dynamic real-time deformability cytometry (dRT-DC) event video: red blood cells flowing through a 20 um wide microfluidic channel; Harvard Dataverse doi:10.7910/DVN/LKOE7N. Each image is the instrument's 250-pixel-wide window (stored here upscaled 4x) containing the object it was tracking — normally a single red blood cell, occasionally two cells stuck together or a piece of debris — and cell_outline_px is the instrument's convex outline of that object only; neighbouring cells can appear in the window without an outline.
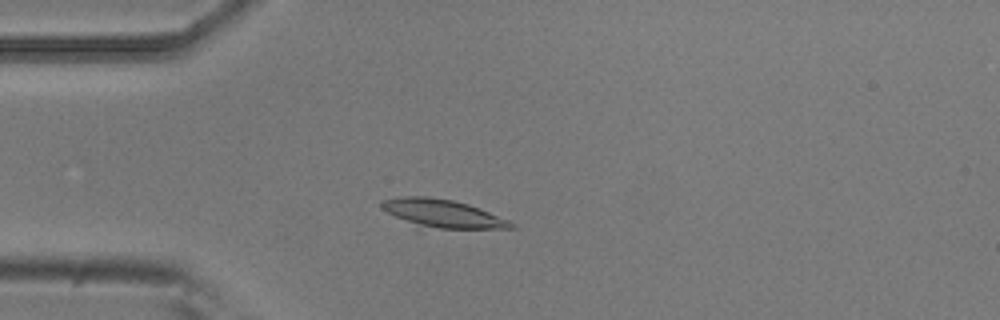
{"species": "common noctule bat (a hibernating species)", "species_latin": "Nyctalus noctula", "temperature_condition": "room temperature", "stored_images_in_passage": 44, "camera_frame_rate_fps": 3000, "um_per_image_px": 0.085, "animal": {"sex": "male", "body_mass_g": 20.5, "forearm_length_mm": 52.5}, "frame": {"image": 1, "passage_image": 12, "time_ms": 3.667, "image_size_px": [1000, 320], "cell_outline_px": [[516, 228], [420, 232], [416, 232], [380, 208], [380, 204], [384, 200], [396, 196], [428, 196], [452, 200], [468, 204], [508, 220], [516, 224]], "centroid_in_image_um": [37.51, 18.26], "position_along_channel_um": 47.5, "area_um2": 23.35}}
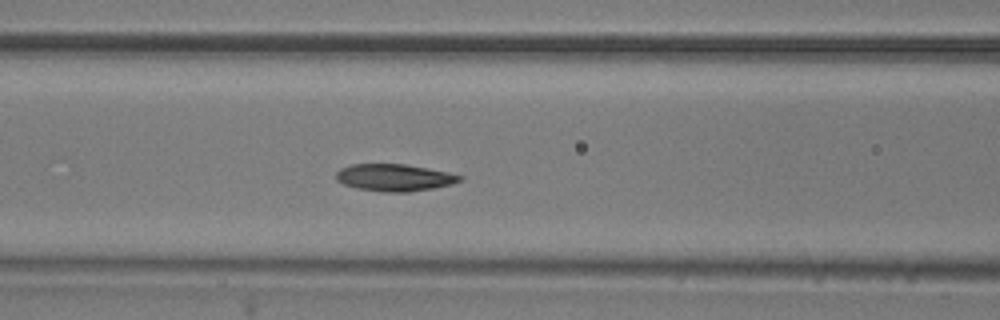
{"frame": {"image": 2, "passage_image": 20, "time_ms": 6.333, "image_size_px": [1000, 320], "cell_outline_px": [[464, 180], [452, 184], [432, 188], [408, 192], [384, 192], [356, 188], [344, 184], [336, 180], [336, 172], [340, 168], [352, 164], [404, 164], [428, 168], [448, 172], [464, 176]], "centroid_in_image_um": [33.54, 15.09], "position_along_channel_um": 133.1, "area_um2": 19.59}}
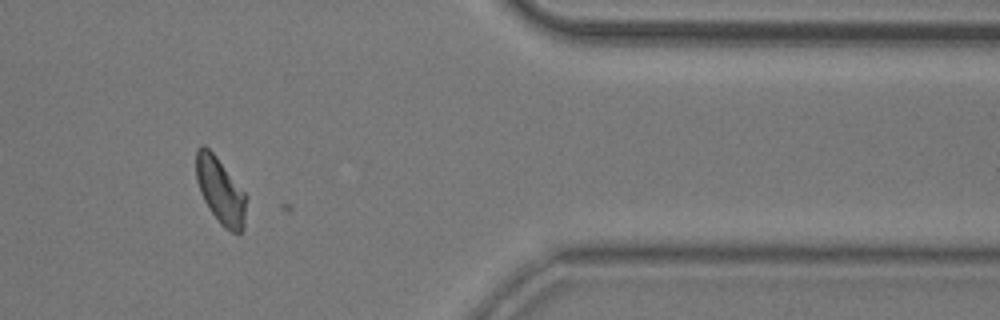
{"frame": {"image": 3, "passage_image": 43, "time_ms": 14.0, "image_size_px": [1000, 320], "cell_outline_px": [[248, 196], [244, 228], [240, 232], [232, 232], [224, 228], [220, 224], [208, 208], [200, 192], [196, 180], [196, 148], [200, 144], [204, 144], [216, 156]], "centroid_in_image_um": [18.74, 16.22], "position_along_channel_um": 392.7, "area_um2": 19.59}}